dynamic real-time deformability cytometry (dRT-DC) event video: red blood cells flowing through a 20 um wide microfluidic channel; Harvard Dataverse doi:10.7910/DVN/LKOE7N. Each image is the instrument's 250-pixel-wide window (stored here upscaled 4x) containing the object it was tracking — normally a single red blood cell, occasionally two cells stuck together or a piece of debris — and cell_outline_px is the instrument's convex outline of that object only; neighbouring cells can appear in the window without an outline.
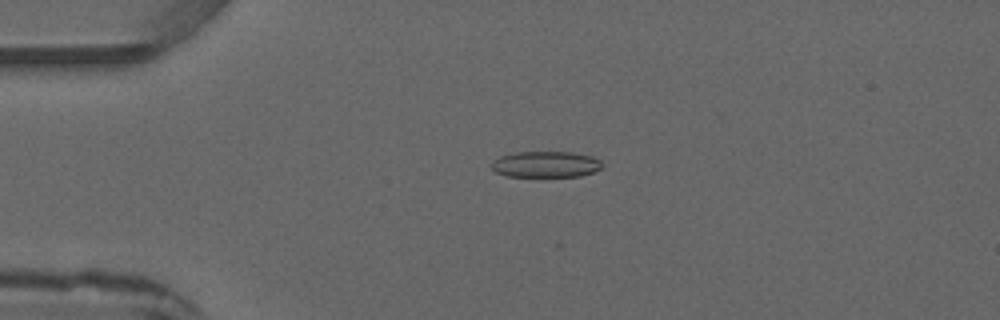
{"species": "common noctule bat (a hibernating species)", "species_latin": "Nyctalus noctula", "temperature_condition": "warm", "stored_images_in_passage": 4, "camera_frame_rate_fps": 3000, "um_per_image_px": 0.085, "animal": {"sex": "male", "forearm_length_mm": 52.5}, "frame": {"image": 1, "passage_image": 3, "time_ms": 2.333, "image_size_px": [1000, 320], "cell_outline_px": [[604, 164], [600, 168], [592, 172], [580, 176], [508, 176], [496, 172], [492, 168], [492, 160], [500, 156], [516, 152], [572, 152], [592, 156], [600, 160]], "centroid_in_image_um": [46.39, 13.96], "position_along_channel_um": 38.6, "area_um2": 16.76}}